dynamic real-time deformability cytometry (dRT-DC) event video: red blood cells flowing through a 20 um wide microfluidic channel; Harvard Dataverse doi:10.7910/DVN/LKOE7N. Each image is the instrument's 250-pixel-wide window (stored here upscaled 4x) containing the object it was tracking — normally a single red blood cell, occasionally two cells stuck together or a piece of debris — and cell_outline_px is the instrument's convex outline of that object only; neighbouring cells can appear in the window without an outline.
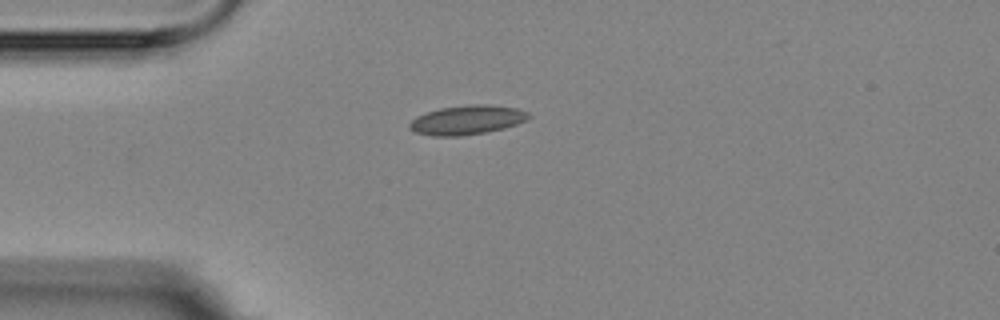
{"species": "Egyptian fruit bat (a non-hibernating species)", "species_latin": "Rousettus aegyptiacus", "temperature_condition": "room temperature", "stored_images_in_passage": 2, "camera_frame_rate_fps": 3000, "um_per_image_px": 0.085, "animal": {"sex": "female"}, "frame": {"image": 1, "passage_image": 1, "time_ms": 0.0, "image_size_px": [1000, 320], "cell_outline_px": [[532, 116], [516, 124], [504, 128], [484, 132], [460, 136], [432, 136], [412, 132], [408, 128], [408, 124], [416, 116], [424, 112], [440, 108], [468, 104], [492, 104], [516, 108], [528, 112]], "centroid_in_image_um": [39.64, 10.19], "position_along_channel_um": 45.4, "area_um2": 20.52}}